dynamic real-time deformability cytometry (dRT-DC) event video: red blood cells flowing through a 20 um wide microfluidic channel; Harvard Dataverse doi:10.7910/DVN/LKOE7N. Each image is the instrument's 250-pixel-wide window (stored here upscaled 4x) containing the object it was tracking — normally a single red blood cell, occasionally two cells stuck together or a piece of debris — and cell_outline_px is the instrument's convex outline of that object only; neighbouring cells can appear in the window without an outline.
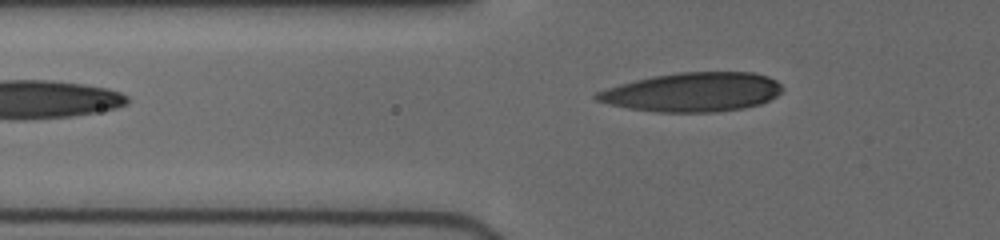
{"species": "human", "species_latin": "Homo sapiens", "temperature_condition": "cold", "stored_images_in_passage": 18, "camera_frame_rate_fps": 3000, "um_per_image_px": 0.085, "donor": {"sex": "female"}, "frame": {"image": 1, "passage_image": 18, "time_ms": 6.667, "image_size_px": [1000, 240], "cell_outline_px": [[784, 88], [776, 96], [760, 104], [744, 108], [716, 112], [660, 112], [628, 108], [608, 104], [596, 100], [592, 96], [596, 92], [620, 84], [652, 76], [676, 72], [752, 72], [768, 76], [776, 80]], "centroid_in_image_um": [58.88, 7.82], "position_along_channel_um": 66.9, "area_um2": 42.37}}